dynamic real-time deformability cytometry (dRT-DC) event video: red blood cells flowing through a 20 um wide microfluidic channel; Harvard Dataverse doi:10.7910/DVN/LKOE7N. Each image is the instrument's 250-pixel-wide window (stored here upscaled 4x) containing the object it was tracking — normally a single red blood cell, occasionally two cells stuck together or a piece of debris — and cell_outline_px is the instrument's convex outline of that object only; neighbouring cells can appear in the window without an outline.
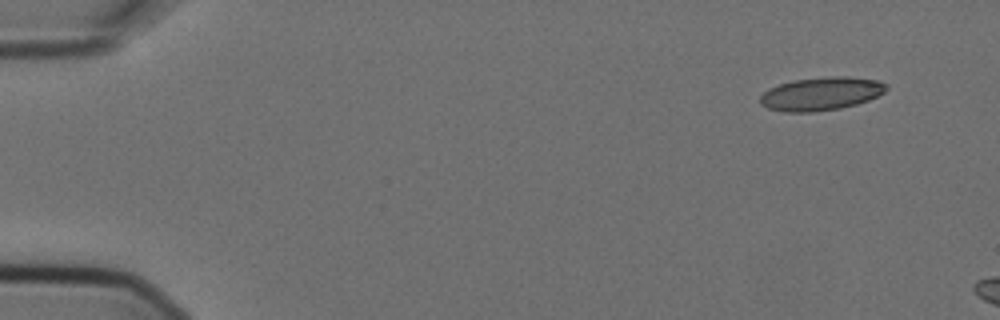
{"species": "Egyptian fruit bat (a non-hibernating species)", "species_latin": "Rousettus aegyptiacus", "temperature_condition": "cold", "stored_images_in_passage": 3, "camera_frame_rate_fps": 3000, "um_per_image_px": 0.085, "animal": {"sex": "female"}, "frame": {"image": 1, "passage_image": 1, "time_ms": 0.0, "image_size_px": [1000, 320], "cell_outline_px": [[888, 88], [884, 92], [868, 100], [856, 104], [840, 108], [812, 112], [784, 112], [768, 108], [760, 104], [760, 96], [768, 88], [780, 84], [796, 80], [828, 76], [848, 76], [876, 80], [888, 84]], "centroid_in_image_um": [69.79, 7.97], "position_along_channel_um": 15.2, "area_um2": 24.39}}